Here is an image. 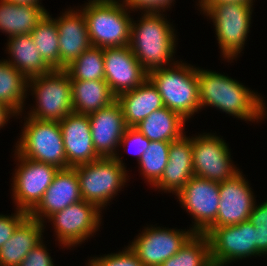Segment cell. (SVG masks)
I'll return each mask as SVG.
<instances>
[{
	"label": "cell",
	"mask_w": 267,
	"mask_h": 266,
	"mask_svg": "<svg viewBox=\"0 0 267 266\" xmlns=\"http://www.w3.org/2000/svg\"><path fill=\"white\" fill-rule=\"evenodd\" d=\"M201 109L212 106L234 118L258 122L264 119L266 106L259 94L215 71L196 67Z\"/></svg>",
	"instance_id": "obj_1"
},
{
	"label": "cell",
	"mask_w": 267,
	"mask_h": 266,
	"mask_svg": "<svg viewBox=\"0 0 267 266\" xmlns=\"http://www.w3.org/2000/svg\"><path fill=\"white\" fill-rule=\"evenodd\" d=\"M142 14L137 23L133 18L131 22L129 47L134 56L147 73L174 65L178 62L173 60L177 44L175 28L163 12Z\"/></svg>",
	"instance_id": "obj_2"
},
{
	"label": "cell",
	"mask_w": 267,
	"mask_h": 266,
	"mask_svg": "<svg viewBox=\"0 0 267 266\" xmlns=\"http://www.w3.org/2000/svg\"><path fill=\"white\" fill-rule=\"evenodd\" d=\"M148 79L157 88L164 107L179 113L188 121L201 110L196 67L176 62L173 66L155 69Z\"/></svg>",
	"instance_id": "obj_3"
},
{
	"label": "cell",
	"mask_w": 267,
	"mask_h": 266,
	"mask_svg": "<svg viewBox=\"0 0 267 266\" xmlns=\"http://www.w3.org/2000/svg\"><path fill=\"white\" fill-rule=\"evenodd\" d=\"M80 9L87 20L92 46H129L132 18L120 0H89Z\"/></svg>",
	"instance_id": "obj_4"
},
{
	"label": "cell",
	"mask_w": 267,
	"mask_h": 266,
	"mask_svg": "<svg viewBox=\"0 0 267 266\" xmlns=\"http://www.w3.org/2000/svg\"><path fill=\"white\" fill-rule=\"evenodd\" d=\"M73 168L77 173L82 200L96 205L101 211L128 181L126 167L119 155L99 158Z\"/></svg>",
	"instance_id": "obj_5"
},
{
	"label": "cell",
	"mask_w": 267,
	"mask_h": 266,
	"mask_svg": "<svg viewBox=\"0 0 267 266\" xmlns=\"http://www.w3.org/2000/svg\"><path fill=\"white\" fill-rule=\"evenodd\" d=\"M253 2L213 3L203 14L213 21L222 57L230 60L244 49L250 31Z\"/></svg>",
	"instance_id": "obj_6"
},
{
	"label": "cell",
	"mask_w": 267,
	"mask_h": 266,
	"mask_svg": "<svg viewBox=\"0 0 267 266\" xmlns=\"http://www.w3.org/2000/svg\"><path fill=\"white\" fill-rule=\"evenodd\" d=\"M28 90L33 92L31 94L36 99V106L30 108L28 117L60 122L68 114L74 113L71 79L66 70L53 69L28 79Z\"/></svg>",
	"instance_id": "obj_7"
},
{
	"label": "cell",
	"mask_w": 267,
	"mask_h": 266,
	"mask_svg": "<svg viewBox=\"0 0 267 266\" xmlns=\"http://www.w3.org/2000/svg\"><path fill=\"white\" fill-rule=\"evenodd\" d=\"M25 119L15 151L36 162L50 164L59 169L68 168L59 122L30 117Z\"/></svg>",
	"instance_id": "obj_8"
},
{
	"label": "cell",
	"mask_w": 267,
	"mask_h": 266,
	"mask_svg": "<svg viewBox=\"0 0 267 266\" xmlns=\"http://www.w3.org/2000/svg\"><path fill=\"white\" fill-rule=\"evenodd\" d=\"M220 137L211 133L192 137L195 177L221 183L234 178L241 172L230 158L231 152L228 145Z\"/></svg>",
	"instance_id": "obj_9"
},
{
	"label": "cell",
	"mask_w": 267,
	"mask_h": 266,
	"mask_svg": "<svg viewBox=\"0 0 267 266\" xmlns=\"http://www.w3.org/2000/svg\"><path fill=\"white\" fill-rule=\"evenodd\" d=\"M14 156L19 163L16 164L18 167L12 178V198L16 203V209L29 213L41 200L59 168L25 158L16 151Z\"/></svg>",
	"instance_id": "obj_10"
},
{
	"label": "cell",
	"mask_w": 267,
	"mask_h": 266,
	"mask_svg": "<svg viewBox=\"0 0 267 266\" xmlns=\"http://www.w3.org/2000/svg\"><path fill=\"white\" fill-rule=\"evenodd\" d=\"M100 213L96 205L81 200L54 213L47 220L53 223L59 244L69 249L96 234L102 220Z\"/></svg>",
	"instance_id": "obj_11"
},
{
	"label": "cell",
	"mask_w": 267,
	"mask_h": 266,
	"mask_svg": "<svg viewBox=\"0 0 267 266\" xmlns=\"http://www.w3.org/2000/svg\"><path fill=\"white\" fill-rule=\"evenodd\" d=\"M205 235L209 239L213 266H227L236 260L255 256V231L249 220L210 228Z\"/></svg>",
	"instance_id": "obj_12"
},
{
	"label": "cell",
	"mask_w": 267,
	"mask_h": 266,
	"mask_svg": "<svg viewBox=\"0 0 267 266\" xmlns=\"http://www.w3.org/2000/svg\"><path fill=\"white\" fill-rule=\"evenodd\" d=\"M220 183L193 176L176 194L181 207L194 219L190 228L196 234H205L214 224L219 208Z\"/></svg>",
	"instance_id": "obj_13"
},
{
	"label": "cell",
	"mask_w": 267,
	"mask_h": 266,
	"mask_svg": "<svg viewBox=\"0 0 267 266\" xmlns=\"http://www.w3.org/2000/svg\"><path fill=\"white\" fill-rule=\"evenodd\" d=\"M145 227L128 245L144 266H160L174 256L194 234L191 229Z\"/></svg>",
	"instance_id": "obj_14"
},
{
	"label": "cell",
	"mask_w": 267,
	"mask_h": 266,
	"mask_svg": "<svg viewBox=\"0 0 267 266\" xmlns=\"http://www.w3.org/2000/svg\"><path fill=\"white\" fill-rule=\"evenodd\" d=\"M103 56L105 81L116 97L137 88L148 78L129 46L104 48Z\"/></svg>",
	"instance_id": "obj_15"
},
{
	"label": "cell",
	"mask_w": 267,
	"mask_h": 266,
	"mask_svg": "<svg viewBox=\"0 0 267 266\" xmlns=\"http://www.w3.org/2000/svg\"><path fill=\"white\" fill-rule=\"evenodd\" d=\"M253 189L242 174L221 182L219 208L215 224L211 228L236 225L249 220L255 204Z\"/></svg>",
	"instance_id": "obj_16"
},
{
	"label": "cell",
	"mask_w": 267,
	"mask_h": 266,
	"mask_svg": "<svg viewBox=\"0 0 267 266\" xmlns=\"http://www.w3.org/2000/svg\"><path fill=\"white\" fill-rule=\"evenodd\" d=\"M93 146L101 157H115L120 140L127 129L121 106L117 101L88 114Z\"/></svg>",
	"instance_id": "obj_17"
},
{
	"label": "cell",
	"mask_w": 267,
	"mask_h": 266,
	"mask_svg": "<svg viewBox=\"0 0 267 266\" xmlns=\"http://www.w3.org/2000/svg\"><path fill=\"white\" fill-rule=\"evenodd\" d=\"M81 200L82 195L75 169L72 167L59 169L53 182L28 216L45 223L46 218Z\"/></svg>",
	"instance_id": "obj_18"
},
{
	"label": "cell",
	"mask_w": 267,
	"mask_h": 266,
	"mask_svg": "<svg viewBox=\"0 0 267 266\" xmlns=\"http://www.w3.org/2000/svg\"><path fill=\"white\" fill-rule=\"evenodd\" d=\"M59 39V69L65 70L92 46L87 20L81 9H69L56 19Z\"/></svg>",
	"instance_id": "obj_19"
},
{
	"label": "cell",
	"mask_w": 267,
	"mask_h": 266,
	"mask_svg": "<svg viewBox=\"0 0 267 266\" xmlns=\"http://www.w3.org/2000/svg\"><path fill=\"white\" fill-rule=\"evenodd\" d=\"M68 168L101 158L93 146L88 115L71 113L59 122Z\"/></svg>",
	"instance_id": "obj_20"
},
{
	"label": "cell",
	"mask_w": 267,
	"mask_h": 266,
	"mask_svg": "<svg viewBox=\"0 0 267 266\" xmlns=\"http://www.w3.org/2000/svg\"><path fill=\"white\" fill-rule=\"evenodd\" d=\"M193 176L192 137L184 134L170 143L168 163L153 187L176 195Z\"/></svg>",
	"instance_id": "obj_21"
},
{
	"label": "cell",
	"mask_w": 267,
	"mask_h": 266,
	"mask_svg": "<svg viewBox=\"0 0 267 266\" xmlns=\"http://www.w3.org/2000/svg\"><path fill=\"white\" fill-rule=\"evenodd\" d=\"M127 127H136L152 112L164 107L157 88L147 78L137 88L116 97Z\"/></svg>",
	"instance_id": "obj_22"
},
{
	"label": "cell",
	"mask_w": 267,
	"mask_h": 266,
	"mask_svg": "<svg viewBox=\"0 0 267 266\" xmlns=\"http://www.w3.org/2000/svg\"><path fill=\"white\" fill-rule=\"evenodd\" d=\"M44 223L27 216L0 248V266H19L26 255L43 240Z\"/></svg>",
	"instance_id": "obj_23"
},
{
	"label": "cell",
	"mask_w": 267,
	"mask_h": 266,
	"mask_svg": "<svg viewBox=\"0 0 267 266\" xmlns=\"http://www.w3.org/2000/svg\"><path fill=\"white\" fill-rule=\"evenodd\" d=\"M6 61L21 72L27 79L51 72L53 69L44 61L36 48L31 34L8 38Z\"/></svg>",
	"instance_id": "obj_24"
},
{
	"label": "cell",
	"mask_w": 267,
	"mask_h": 266,
	"mask_svg": "<svg viewBox=\"0 0 267 266\" xmlns=\"http://www.w3.org/2000/svg\"><path fill=\"white\" fill-rule=\"evenodd\" d=\"M47 12L43 5H17L0 0V30L7 37L31 34Z\"/></svg>",
	"instance_id": "obj_25"
},
{
	"label": "cell",
	"mask_w": 267,
	"mask_h": 266,
	"mask_svg": "<svg viewBox=\"0 0 267 266\" xmlns=\"http://www.w3.org/2000/svg\"><path fill=\"white\" fill-rule=\"evenodd\" d=\"M74 113L88 115L116 101L105 80H71Z\"/></svg>",
	"instance_id": "obj_26"
},
{
	"label": "cell",
	"mask_w": 267,
	"mask_h": 266,
	"mask_svg": "<svg viewBox=\"0 0 267 266\" xmlns=\"http://www.w3.org/2000/svg\"><path fill=\"white\" fill-rule=\"evenodd\" d=\"M186 122L179 113L163 107L152 112L135 128L150 141L172 142L185 134Z\"/></svg>",
	"instance_id": "obj_27"
},
{
	"label": "cell",
	"mask_w": 267,
	"mask_h": 266,
	"mask_svg": "<svg viewBox=\"0 0 267 266\" xmlns=\"http://www.w3.org/2000/svg\"><path fill=\"white\" fill-rule=\"evenodd\" d=\"M28 79L5 59L0 60V102L22 116Z\"/></svg>",
	"instance_id": "obj_28"
},
{
	"label": "cell",
	"mask_w": 267,
	"mask_h": 266,
	"mask_svg": "<svg viewBox=\"0 0 267 266\" xmlns=\"http://www.w3.org/2000/svg\"><path fill=\"white\" fill-rule=\"evenodd\" d=\"M31 37L44 61L52 69H59V39L56 18H52L47 12L31 32Z\"/></svg>",
	"instance_id": "obj_29"
},
{
	"label": "cell",
	"mask_w": 267,
	"mask_h": 266,
	"mask_svg": "<svg viewBox=\"0 0 267 266\" xmlns=\"http://www.w3.org/2000/svg\"><path fill=\"white\" fill-rule=\"evenodd\" d=\"M160 266H213L208 237L194 233L174 256Z\"/></svg>",
	"instance_id": "obj_30"
},
{
	"label": "cell",
	"mask_w": 267,
	"mask_h": 266,
	"mask_svg": "<svg viewBox=\"0 0 267 266\" xmlns=\"http://www.w3.org/2000/svg\"><path fill=\"white\" fill-rule=\"evenodd\" d=\"M104 49L91 46L65 70L71 80H105Z\"/></svg>",
	"instance_id": "obj_31"
},
{
	"label": "cell",
	"mask_w": 267,
	"mask_h": 266,
	"mask_svg": "<svg viewBox=\"0 0 267 266\" xmlns=\"http://www.w3.org/2000/svg\"><path fill=\"white\" fill-rule=\"evenodd\" d=\"M170 143L150 141L148 149L138 162L141 174L152 187L160 180L168 163Z\"/></svg>",
	"instance_id": "obj_32"
},
{
	"label": "cell",
	"mask_w": 267,
	"mask_h": 266,
	"mask_svg": "<svg viewBox=\"0 0 267 266\" xmlns=\"http://www.w3.org/2000/svg\"><path fill=\"white\" fill-rule=\"evenodd\" d=\"M88 266H144L129 246L117 253L89 259Z\"/></svg>",
	"instance_id": "obj_33"
},
{
	"label": "cell",
	"mask_w": 267,
	"mask_h": 266,
	"mask_svg": "<svg viewBox=\"0 0 267 266\" xmlns=\"http://www.w3.org/2000/svg\"><path fill=\"white\" fill-rule=\"evenodd\" d=\"M135 149L132 153L137 156V161L141 159L143 153L145 152L146 149H148L150 140L147 139L139 130H137L135 127H127L125 130L119 146H123L124 148L127 147V151L129 152L130 149L128 146L130 145Z\"/></svg>",
	"instance_id": "obj_34"
},
{
	"label": "cell",
	"mask_w": 267,
	"mask_h": 266,
	"mask_svg": "<svg viewBox=\"0 0 267 266\" xmlns=\"http://www.w3.org/2000/svg\"><path fill=\"white\" fill-rule=\"evenodd\" d=\"M28 216V213L23 210L16 209L14 214H0V248L12 236L17 226Z\"/></svg>",
	"instance_id": "obj_35"
},
{
	"label": "cell",
	"mask_w": 267,
	"mask_h": 266,
	"mask_svg": "<svg viewBox=\"0 0 267 266\" xmlns=\"http://www.w3.org/2000/svg\"><path fill=\"white\" fill-rule=\"evenodd\" d=\"M175 0H122L121 2L131 11L165 12ZM134 9V10H133Z\"/></svg>",
	"instance_id": "obj_36"
},
{
	"label": "cell",
	"mask_w": 267,
	"mask_h": 266,
	"mask_svg": "<svg viewBox=\"0 0 267 266\" xmlns=\"http://www.w3.org/2000/svg\"><path fill=\"white\" fill-rule=\"evenodd\" d=\"M43 241L26 255L19 266H55Z\"/></svg>",
	"instance_id": "obj_37"
},
{
	"label": "cell",
	"mask_w": 267,
	"mask_h": 266,
	"mask_svg": "<svg viewBox=\"0 0 267 266\" xmlns=\"http://www.w3.org/2000/svg\"><path fill=\"white\" fill-rule=\"evenodd\" d=\"M249 222L254 227L267 229V204H257L256 202L252 208L251 214L249 215Z\"/></svg>",
	"instance_id": "obj_38"
},
{
	"label": "cell",
	"mask_w": 267,
	"mask_h": 266,
	"mask_svg": "<svg viewBox=\"0 0 267 266\" xmlns=\"http://www.w3.org/2000/svg\"><path fill=\"white\" fill-rule=\"evenodd\" d=\"M255 257L267 255V229L254 227Z\"/></svg>",
	"instance_id": "obj_39"
},
{
	"label": "cell",
	"mask_w": 267,
	"mask_h": 266,
	"mask_svg": "<svg viewBox=\"0 0 267 266\" xmlns=\"http://www.w3.org/2000/svg\"><path fill=\"white\" fill-rule=\"evenodd\" d=\"M12 116L16 117L17 115L5 104L0 102V129L8 123L9 118Z\"/></svg>",
	"instance_id": "obj_40"
},
{
	"label": "cell",
	"mask_w": 267,
	"mask_h": 266,
	"mask_svg": "<svg viewBox=\"0 0 267 266\" xmlns=\"http://www.w3.org/2000/svg\"><path fill=\"white\" fill-rule=\"evenodd\" d=\"M222 2H253V0H199L197 5H199L200 11L204 13L213 3Z\"/></svg>",
	"instance_id": "obj_41"
},
{
	"label": "cell",
	"mask_w": 267,
	"mask_h": 266,
	"mask_svg": "<svg viewBox=\"0 0 267 266\" xmlns=\"http://www.w3.org/2000/svg\"><path fill=\"white\" fill-rule=\"evenodd\" d=\"M10 3H16L17 5H40L41 0H4Z\"/></svg>",
	"instance_id": "obj_42"
}]
</instances>
